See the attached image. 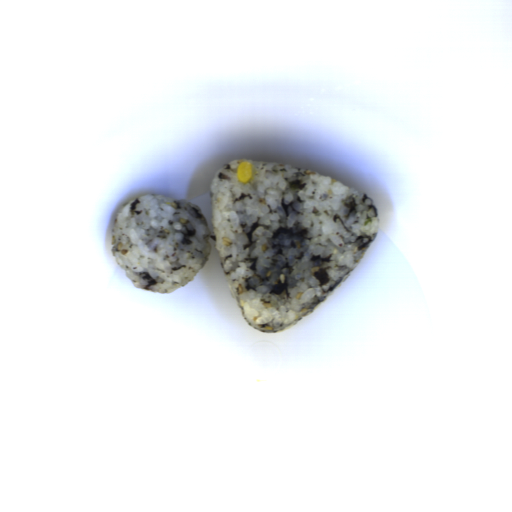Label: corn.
<instances>
[{
    "mask_svg": "<svg viewBox=\"0 0 512 512\" xmlns=\"http://www.w3.org/2000/svg\"><path fill=\"white\" fill-rule=\"evenodd\" d=\"M237 178L239 182H248L252 178L253 169L251 163L242 161L237 167Z\"/></svg>",
    "mask_w": 512,
    "mask_h": 512,
    "instance_id": "1",
    "label": "corn"
}]
</instances>
